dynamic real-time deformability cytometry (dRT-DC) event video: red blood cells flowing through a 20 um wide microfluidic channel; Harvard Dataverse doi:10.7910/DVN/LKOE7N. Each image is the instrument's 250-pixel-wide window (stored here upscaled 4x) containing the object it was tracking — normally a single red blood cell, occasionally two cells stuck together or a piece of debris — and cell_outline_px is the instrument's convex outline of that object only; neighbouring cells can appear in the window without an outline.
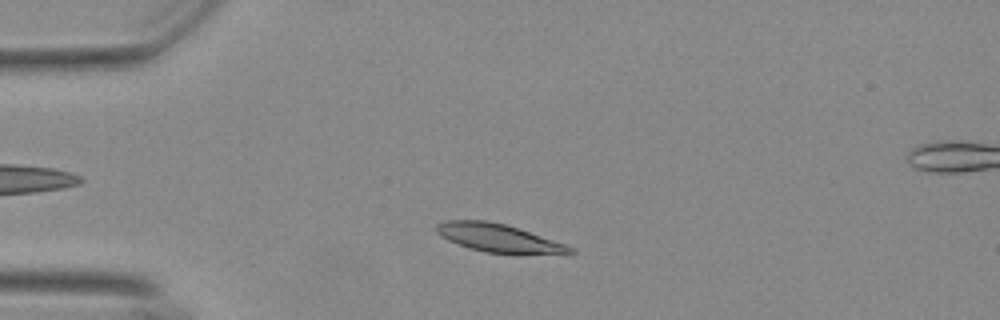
{"species": "Egyptian fruit bat (a non-hibernating species)", "species_latin": "Rousettus aegyptiacus", "temperature_condition": "warm", "stored_images_in_passage": 51, "camera_frame_rate_fps": 3000, "um_per_image_px": 0.085, "animal": {"sex": "female"}, "frame": {"image": 1, "passage_image": 8, "time_ms": 2.333, "image_size_px": [1000, 320], "cell_outline_px": [[576, 252], [484, 252], [468, 248], [448, 240], [440, 236], [436, 232], [436, 224], [444, 220], [484, 220], [504, 224], [576, 248]], "centroid_in_image_um": [42.21, 20.19], "position_along_channel_um": 42.8, "area_um2": 20.92}}
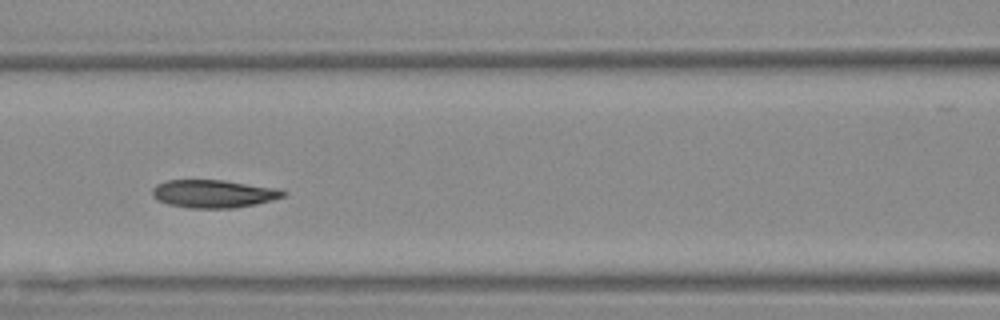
{"frame": {"image": 2, "passage_image": 19, "time_ms": 6.0, "image_size_px": [1000, 320], "cell_outline_px": [[288, 192], [284, 196], [272, 200], [256, 204], [232, 208], [188, 208], [168, 204], [156, 200], [152, 196], [152, 188], [156, 184], [168, 180], [224, 180], [280, 188]], "centroid_in_image_um": [18.16, 16.46], "position_along_channel_um": 148.4, "area_um2": 21.56}}
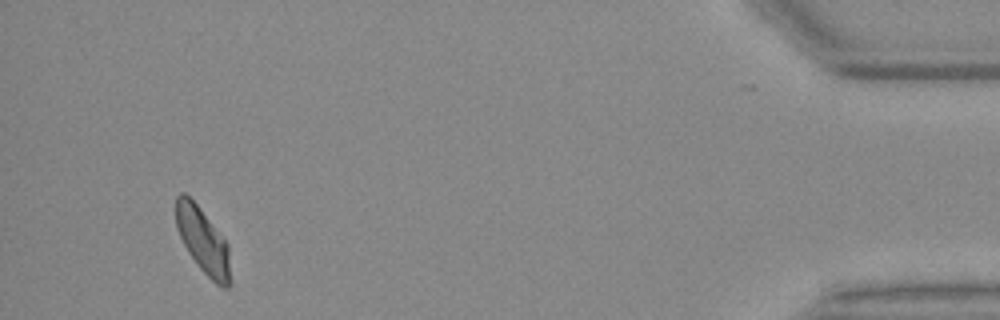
{"frame": {"image": 3, "passage_image": 47, "time_ms": 15.333, "image_size_px": [1000, 320], "cell_outline_px": [[228, 288], [220, 288], [196, 264], [188, 252], [176, 228], [176, 196], [180, 192], [184, 192], [196, 204], [228, 244]], "centroid_in_image_um": [17.2, 20.44], "position_along_channel_um": 418.0, "area_um2": 20.11}, "authors_computed_cell_mechanics": {"area_um2": 21.5594, "velocity_mm_per_s": 3.6581, "shape_relaxation_time_tau1_ms": 4.3764, "shape_relaxation_time_tau2_ms": 4.2662, "deformation_change_tau1": 0.1744, "deformation_change_tau2": 0.0682}}